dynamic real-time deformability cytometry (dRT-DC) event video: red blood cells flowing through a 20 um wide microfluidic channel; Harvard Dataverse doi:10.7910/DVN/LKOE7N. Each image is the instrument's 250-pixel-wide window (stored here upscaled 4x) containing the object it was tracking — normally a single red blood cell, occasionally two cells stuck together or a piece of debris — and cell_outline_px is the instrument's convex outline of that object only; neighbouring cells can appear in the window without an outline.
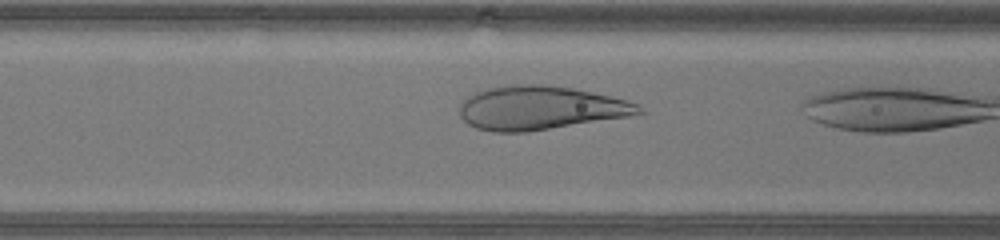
{"species": "human", "species_latin": "Homo sapiens", "temperature_condition": "warm", "stored_images_in_passage": 13, "camera_frame_rate_fps": 3000, "um_per_image_px": 0.085, "donor": {"sex": "male"}, "frame": {"image": 1, "passage_image": 11, "time_ms": 3.333, "image_size_px": [1000, 240], "cell_outline_px": [[644, 112], [628, 116], [528, 132], [492, 132], [476, 128], [468, 124], [460, 116], [460, 104], [468, 96], [484, 88], [512, 84], [548, 84], [572, 88], [592, 92], [628, 100], [640, 104], [644, 108]], "centroid_in_image_um": [45.91, 9.16], "position_along_channel_um": 120.7, "area_um2": 45.89}}